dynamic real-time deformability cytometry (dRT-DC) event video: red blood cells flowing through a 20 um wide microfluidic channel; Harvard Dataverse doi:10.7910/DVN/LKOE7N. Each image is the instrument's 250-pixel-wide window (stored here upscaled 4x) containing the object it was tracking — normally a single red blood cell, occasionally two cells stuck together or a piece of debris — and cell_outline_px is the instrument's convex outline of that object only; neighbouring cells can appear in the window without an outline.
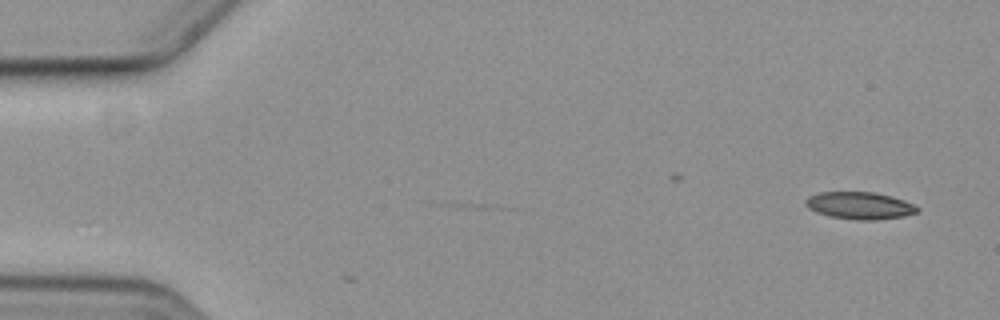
{"species": "common noctule bat (a hibernating species)", "species_latin": "Nyctalus noctula", "temperature_condition": "cold", "stored_images_in_passage": 4, "camera_frame_rate_fps": 3000, "um_per_image_px": 0.085, "animal": {"sex": "female", "body_mass_g": 19.3, "forearm_length_mm": 54.1}, "frame": {"image": 1, "passage_image": 1, "time_ms": 0.0, "image_size_px": [1000, 320], "cell_outline_px": [[920, 208], [916, 212], [904, 216], [872, 220], [856, 220], [832, 216], [816, 212], [808, 208], [804, 204], [804, 200], [808, 196], [820, 192], [876, 192], [892, 196], [904, 200]], "centroid_in_image_um": [73.05, 17.46], "position_along_channel_um": 12.0, "area_um2": 17.69}}
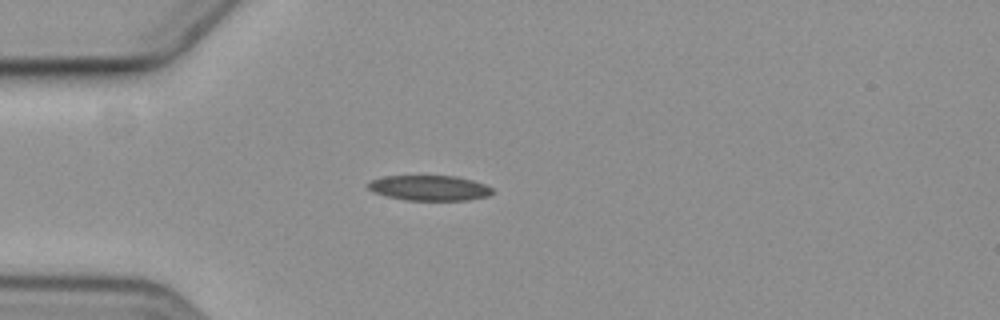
{"frame": {"image": 2, "passage_image": 4, "time_ms": 4.333, "image_size_px": [1000, 320], "cell_outline_px": [[492, 192], [488, 196], [468, 200], [404, 200], [372, 192], [368, 188], [368, 184], [372, 180], [384, 176], [456, 176], [472, 180], [484, 184], [492, 188]], "centroid_in_image_um": [36.49, 15.98], "position_along_channel_um": 48.5, "area_um2": 18.15}}